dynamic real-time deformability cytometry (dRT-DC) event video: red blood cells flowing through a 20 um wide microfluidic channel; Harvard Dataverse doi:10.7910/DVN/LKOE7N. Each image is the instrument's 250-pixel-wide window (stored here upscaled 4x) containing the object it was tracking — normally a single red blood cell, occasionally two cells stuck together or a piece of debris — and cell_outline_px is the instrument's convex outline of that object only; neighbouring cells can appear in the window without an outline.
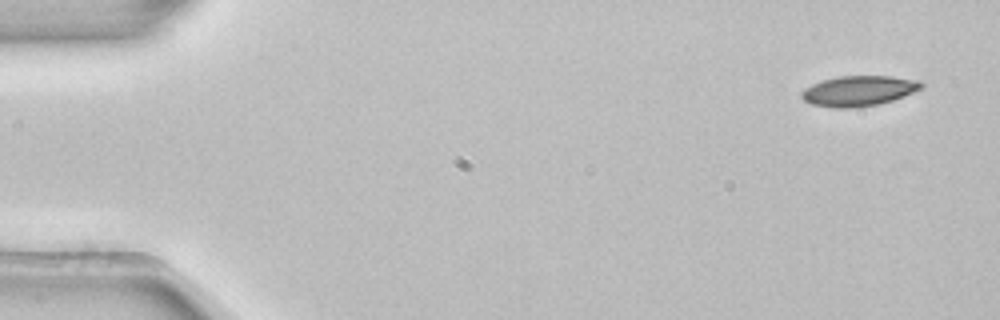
{"species": "common noctule bat (a hibernating species)", "species_latin": "Nyctalus noctula", "temperature_condition": "room temperature", "stored_images_in_passage": 3, "camera_frame_rate_fps": 3000, "um_per_image_px": 0.085, "animal": {"sex": "female", "body_mass_g": 22.7, "forearm_length_mm": 54.2}, "frame": {"image": 1, "passage_image": 1, "time_ms": 0.0, "image_size_px": [1000, 320], "cell_outline_px": [[924, 84], [920, 88], [904, 96], [880, 104], [848, 108], [832, 108], [812, 104], [804, 100], [800, 96], [800, 92], [804, 88], [812, 84], [836, 76], [892, 76], [920, 80]], "centroid_in_image_um": [72.96, 7.72], "position_along_channel_um": 12.0, "area_um2": 21.15}}